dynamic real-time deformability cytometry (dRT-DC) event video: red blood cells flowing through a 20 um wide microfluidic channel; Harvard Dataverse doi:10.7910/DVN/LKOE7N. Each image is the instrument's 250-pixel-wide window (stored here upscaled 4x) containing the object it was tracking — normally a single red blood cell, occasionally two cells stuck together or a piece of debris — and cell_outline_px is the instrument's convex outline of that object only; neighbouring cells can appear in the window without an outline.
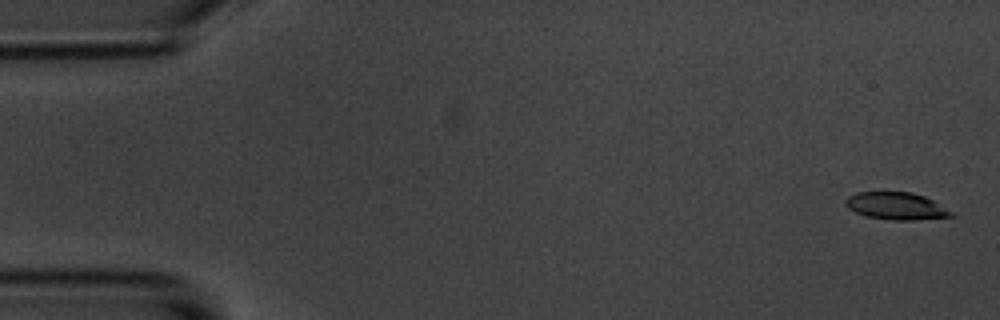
{"species": "common noctule bat (a hibernating species)", "species_latin": "Nyctalus noctula", "temperature_condition": "room temperature", "stored_images_in_passage": 6, "segment_of_instrument_passage": [1, 2], "camera_frame_rate_fps": 3000, "um_per_image_px": 0.085, "animal": {"sex": "male", "body_mass_g": 20.1, "forearm_length_mm": 53.5}, "frame": {"image": 1, "passage_image": 1, "time_ms": 0.0, "image_size_px": [1000, 320], "cell_outline_px": [[956, 216], [912, 220], [892, 220], [864, 216], [848, 208], [844, 204], [844, 200], [848, 196], [856, 192], [912, 192], [924, 196], [956, 212]], "centroid_in_image_um": [76.2, 17.51], "position_along_channel_um": 8.8, "area_um2": 17.05}}